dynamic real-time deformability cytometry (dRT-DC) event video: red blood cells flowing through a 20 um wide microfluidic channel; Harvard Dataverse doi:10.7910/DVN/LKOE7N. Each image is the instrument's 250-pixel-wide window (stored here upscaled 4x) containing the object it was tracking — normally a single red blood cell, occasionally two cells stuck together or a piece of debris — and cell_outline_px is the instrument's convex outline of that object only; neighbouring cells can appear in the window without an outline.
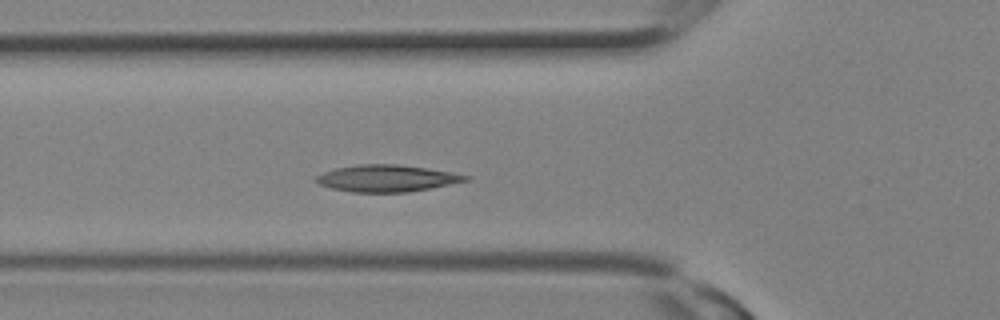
{"species": "Egyptian fruit bat (a non-hibernating species)", "species_latin": "Rousettus aegyptiacus", "temperature_condition": "room temperature", "stored_images_in_passage": 9, "camera_frame_rate_fps": 3000, "um_per_image_px": 0.085, "animal": {"sex": "female"}, "frame": {"image": 1, "passage_image": 7, "time_ms": 2.0, "image_size_px": [1000, 320], "cell_outline_px": [[472, 176], [468, 180], [408, 192], [352, 192], [332, 188], [320, 184], [312, 180], [316, 176], [324, 172], [336, 168], [360, 164], [396, 164], [428, 168]], "centroid_in_image_um": [32.85, 15.15], "position_along_channel_um": 93.0, "area_um2": 23.12}}
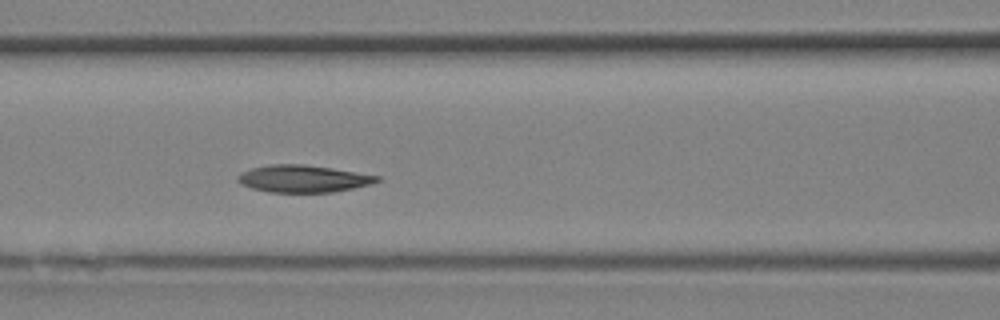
{"frame": {"image": 2, "passage_image": 9, "time_ms": 2.667, "image_size_px": [1000, 320], "cell_outline_px": [[380, 180], [372, 184], [332, 192], [268, 192], [252, 188], [240, 184], [236, 180], [236, 176], [252, 168], [272, 164], [304, 164], [332, 168], [380, 176]], "centroid_in_image_um": [25.76, 15.19], "position_along_channel_um": 140.8, "area_um2": 21.96}}